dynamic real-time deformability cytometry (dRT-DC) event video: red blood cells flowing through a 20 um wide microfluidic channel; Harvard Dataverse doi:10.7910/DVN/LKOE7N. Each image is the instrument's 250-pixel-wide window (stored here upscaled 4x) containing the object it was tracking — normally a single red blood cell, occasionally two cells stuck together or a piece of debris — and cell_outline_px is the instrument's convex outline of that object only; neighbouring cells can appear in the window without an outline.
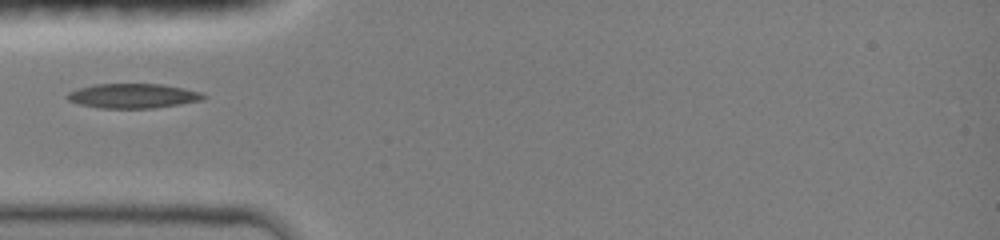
{"species": "common noctule bat (a hibernating species)", "species_latin": "Nyctalus noctula", "temperature_condition": "room temperature", "stored_images_in_passage": 19, "camera_frame_rate_fps": 3000, "um_per_image_px": 0.085, "animal": {"sex": "female", "body_mass_g": 19.0, "forearm_length_mm": 51.5}, "frame": {"image": 1, "passage_image": 1, "time_ms": 0.0, "image_size_px": [1000, 240], "cell_outline_px": [[208, 96], [204, 100], [152, 108], [100, 108], [80, 104], [68, 100], [64, 96], [68, 92], [80, 88], [96, 84], [160, 84], [184, 88], [200, 92]], "centroid_in_image_um": [11.31, 8.15], "position_along_channel_um": 73.7, "area_um2": 19.42}}
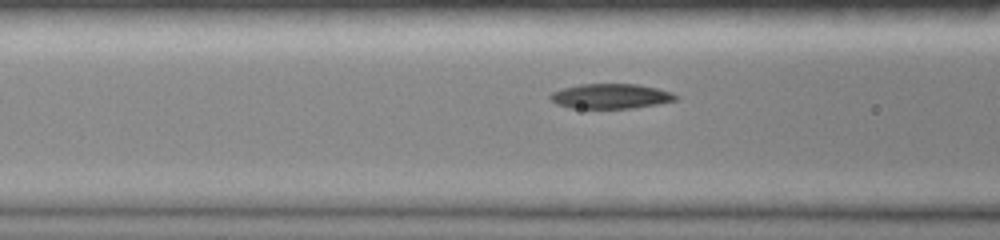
{"frame": {"image": 2, "passage_image": 8, "time_ms": 1.0, "image_size_px": [1000, 240], "cell_outline_px": [[680, 96], [676, 100], [656, 104], [632, 108], [568, 108], [556, 104], [548, 96], [552, 92], [564, 88], [580, 84], [636, 84], [656, 88], [672, 92]], "centroid_in_image_um": [51.9, 8.18], "position_along_channel_um": 114.7, "area_um2": 18.15}}
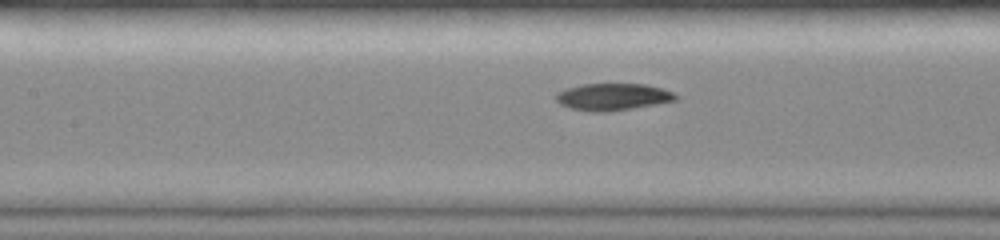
{"frame": {"image": 3, "passage_image": 14, "time_ms": 2.0, "image_size_px": [1000, 240], "cell_outline_px": [[680, 96], [676, 100], [632, 108], [608, 112], [592, 112], [568, 108], [560, 104], [556, 100], [556, 92], [564, 88], [580, 84], [644, 84], [660, 88], [672, 92]], "centroid_in_image_um": [52.02, 8.23], "position_along_channel_um": 155.4, "area_um2": 18.9}}